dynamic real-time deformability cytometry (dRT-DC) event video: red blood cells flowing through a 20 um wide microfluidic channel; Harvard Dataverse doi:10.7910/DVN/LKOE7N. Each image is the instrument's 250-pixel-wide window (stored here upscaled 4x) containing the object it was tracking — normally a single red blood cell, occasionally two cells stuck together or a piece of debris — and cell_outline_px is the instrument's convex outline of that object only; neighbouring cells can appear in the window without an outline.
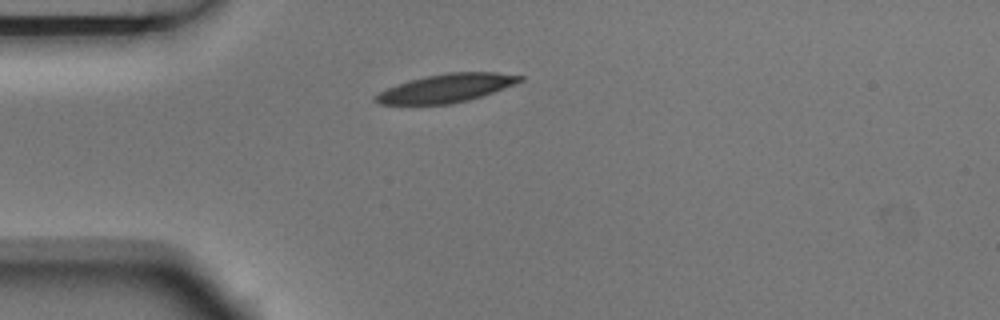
{"species": "Egyptian fruit bat (a non-hibernating species)", "species_latin": "Rousettus aegyptiacus", "temperature_condition": "room temperature", "stored_images_in_passage": 1, "camera_frame_rate_fps": 3000, "um_per_image_px": 0.085, "animal": {"sex": "male"}, "frame": {"image": 1, "passage_image": 1, "time_ms": 0.0, "image_size_px": [1000, 320], "cell_outline_px": [[524, 80], [516, 84], [468, 100], [448, 104], [380, 104], [372, 96], [388, 88], [412, 80], [428, 76], [448, 72], [496, 72], [524, 76]], "centroid_in_image_um": [37.99, 7.49], "position_along_channel_um": 47.0, "area_um2": 23.41}}